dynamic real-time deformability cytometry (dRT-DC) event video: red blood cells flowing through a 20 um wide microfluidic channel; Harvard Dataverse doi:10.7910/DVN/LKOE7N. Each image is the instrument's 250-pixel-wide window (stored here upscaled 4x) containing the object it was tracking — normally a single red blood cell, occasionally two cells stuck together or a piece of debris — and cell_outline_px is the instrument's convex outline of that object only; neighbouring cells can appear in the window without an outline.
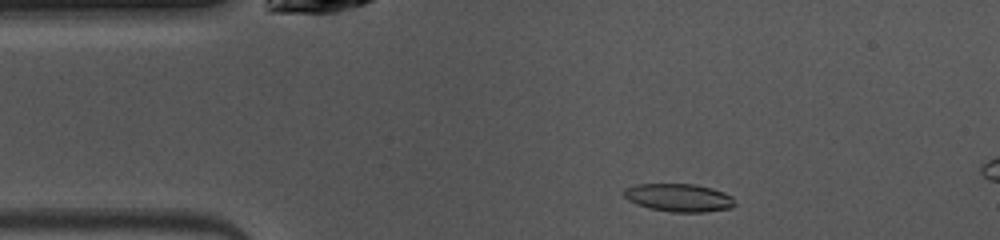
{"species": "common noctule bat (a hibernating species)", "species_latin": "Nyctalus noctula", "temperature_condition": "warm", "stored_images_in_passage": 7, "camera_frame_rate_fps": 3000, "um_per_image_px": 0.085, "animal": {"sex": "female", "body_mass_g": 10.0, "forearm_length_mm": 53.1}, "frame": {"image": 1, "passage_image": 3, "time_ms": 0.667, "image_size_px": [1000, 240], "cell_outline_px": [[736, 204], [732, 208], [704, 212], [672, 212], [648, 208], [636, 204], [628, 200], [624, 196], [624, 188], [636, 184], [696, 184], [712, 188], [724, 192], [732, 196]], "centroid_in_image_um": [57.71, 16.8], "position_along_channel_um": 27.3, "area_um2": 18.26}}